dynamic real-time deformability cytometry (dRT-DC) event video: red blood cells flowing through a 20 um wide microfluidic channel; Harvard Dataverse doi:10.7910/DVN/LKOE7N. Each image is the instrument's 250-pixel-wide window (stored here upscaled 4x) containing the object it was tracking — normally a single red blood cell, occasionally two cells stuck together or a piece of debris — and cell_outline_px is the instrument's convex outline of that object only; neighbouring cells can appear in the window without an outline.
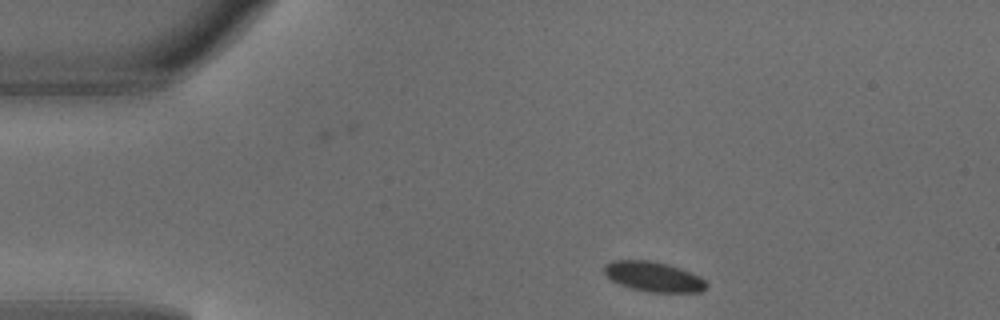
{"species": "common noctule bat (a hibernating species)", "species_latin": "Nyctalus noctula", "temperature_condition": "warm", "stored_images_in_passage": 4, "camera_frame_rate_fps": 3000, "um_per_image_px": 0.085, "animal": {"sex": "male", "body_mass_g": 18.8}, "frame": {"image": 1, "passage_image": 1, "time_ms": 0.0, "image_size_px": [1000, 320], "cell_outline_px": [[708, 288], [700, 292], [652, 292], [632, 288], [620, 284], [612, 280], [604, 272], [604, 264], [612, 260], [648, 260], [668, 264], [680, 268], [700, 276], [708, 284]], "centroid_in_image_um": [55.57, 23.51], "position_along_channel_um": 29.4, "area_um2": 17.8}}
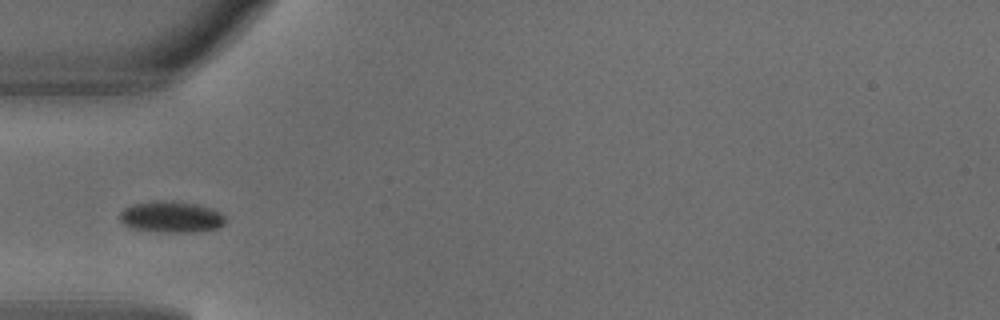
{"frame": {"image": 2, "passage_image": 3, "time_ms": 0.667, "image_size_px": [1000, 320], "cell_outline_px": [[224, 224], [216, 228], [192, 232], [156, 232], [132, 228], [124, 224], [120, 220], [120, 212], [124, 208], [136, 204], [156, 200], [196, 204], [212, 208], [220, 212], [224, 216]], "centroid_in_image_um": [14.54, 18.45], "position_along_channel_um": 70.5, "area_um2": 19.02}}
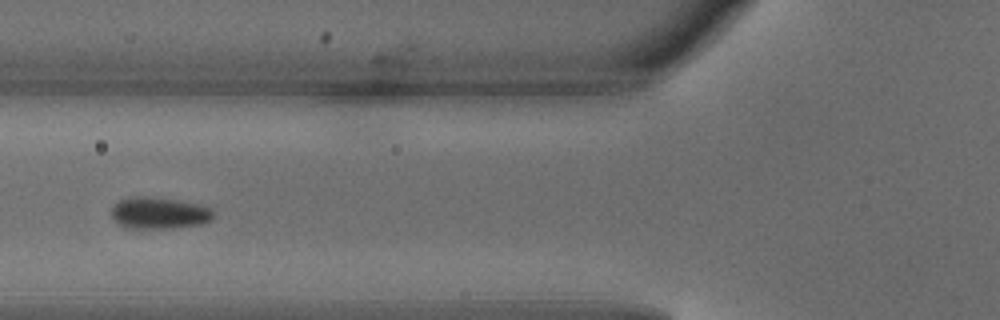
{"frame": {"image": 3, "passage_image": 4, "time_ms": 1.0, "image_size_px": [1000, 320], "cell_outline_px": [[216, 216], [212, 220], [204, 224], [176, 228], [124, 228], [116, 224], [112, 220], [112, 208], [120, 200], [128, 196], [148, 196], [176, 200], [200, 204], [212, 208], [216, 212]], "centroid_in_image_um": [13.57, 18.12], "position_along_channel_um": 112.2, "area_um2": 19.42}}